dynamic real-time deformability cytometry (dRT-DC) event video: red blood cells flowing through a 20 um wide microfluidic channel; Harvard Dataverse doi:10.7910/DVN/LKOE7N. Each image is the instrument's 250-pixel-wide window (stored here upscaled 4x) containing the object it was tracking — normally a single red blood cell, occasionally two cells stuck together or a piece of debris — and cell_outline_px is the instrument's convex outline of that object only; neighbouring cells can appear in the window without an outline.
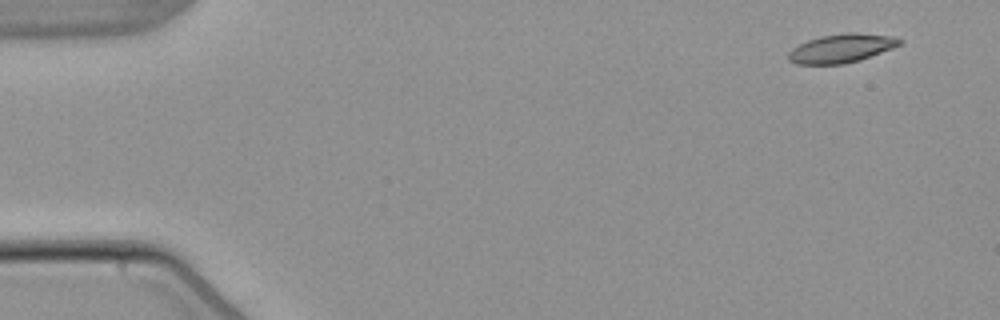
{"species": "common noctule bat (a hibernating species)", "species_latin": "Nyctalus noctula", "temperature_condition": "warm", "stored_images_in_passage": 4, "camera_frame_rate_fps": 3000, "um_per_image_px": 0.085, "animal": {"sex": "male", "body_mass_g": 21.5, "forearm_length_mm": 52.0}, "frame": {"image": 1, "passage_image": 1, "time_ms": 0.0, "image_size_px": [1000, 320], "cell_outline_px": [[904, 40], [900, 44], [892, 48], [860, 60], [844, 64], [796, 64], [788, 60], [788, 52], [792, 48], [808, 40], [820, 36], [844, 32], [856, 32], [892, 36]], "centroid_in_image_um": [71.51, 4.1], "position_along_channel_um": 13.5, "area_um2": 18.67}}
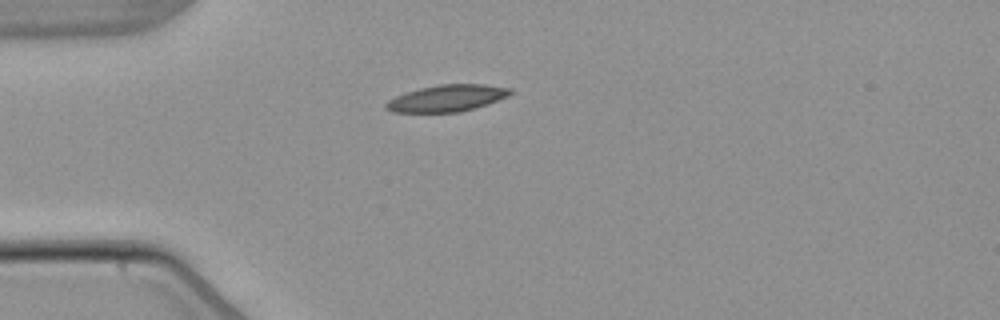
{"frame": {"image": 2, "passage_image": 4, "time_ms": 3.667, "image_size_px": [1000, 320], "cell_outline_px": [[512, 92], [508, 96], [488, 104], [460, 112], [392, 112], [384, 108], [384, 104], [388, 100], [396, 96], [420, 88], [440, 84], [484, 84], [512, 88]], "centroid_in_image_um": [38.0, 8.35], "position_along_channel_um": 47.0, "area_um2": 19.31}}